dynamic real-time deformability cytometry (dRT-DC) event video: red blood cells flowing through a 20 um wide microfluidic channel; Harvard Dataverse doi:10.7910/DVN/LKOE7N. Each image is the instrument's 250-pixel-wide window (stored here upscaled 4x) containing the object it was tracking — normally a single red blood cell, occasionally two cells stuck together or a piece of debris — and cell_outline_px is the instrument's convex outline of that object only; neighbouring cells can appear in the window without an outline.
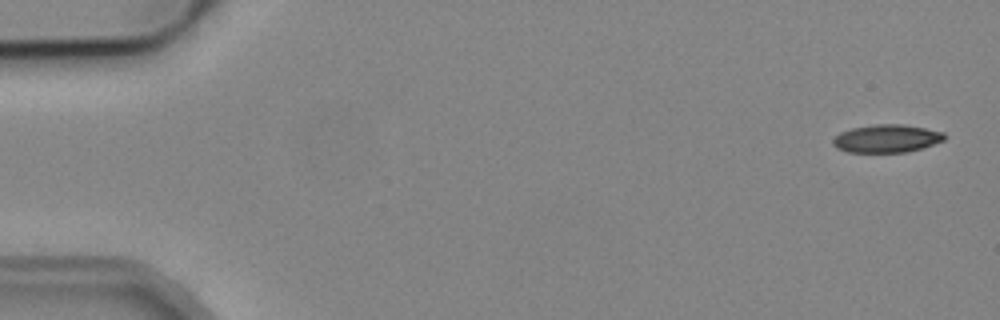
{"species": "common noctule bat (a hibernating species)", "species_latin": "Nyctalus noctula", "temperature_condition": "cold", "stored_images_in_passage": 6, "camera_frame_rate_fps": 3000, "um_per_image_px": 0.085, "animal": {"sex": "male", "body_mass_g": 19.2, "forearm_length_mm": 51.8}, "frame": {"image": 1, "passage_image": 1, "time_ms": 0.0, "image_size_px": [1000, 320], "cell_outline_px": [[948, 136], [944, 140], [908, 152], [848, 152], [836, 148], [832, 144], [832, 140], [840, 132], [852, 128], [876, 124], [900, 124], [924, 128], [944, 132]], "centroid_in_image_um": [75.36, 11.77], "position_along_channel_um": 9.6, "area_um2": 18.09}}
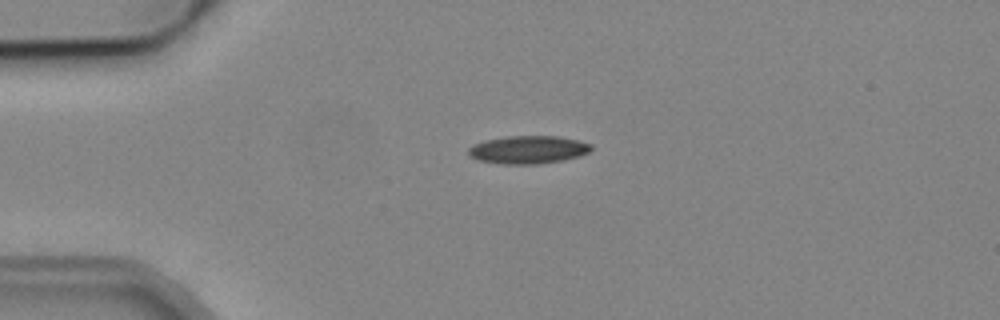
{"frame": {"image": 2, "passage_image": 4, "time_ms": 3.667, "image_size_px": [1000, 320], "cell_outline_px": [[592, 148], [588, 152], [580, 156], [564, 160], [540, 164], [500, 164], [476, 160], [468, 156], [468, 148], [476, 144], [488, 140], [508, 136], [556, 136], [576, 140], [592, 144]], "centroid_in_image_um": [44.89, 12.74], "position_along_channel_um": 40.1, "area_um2": 20.0}}